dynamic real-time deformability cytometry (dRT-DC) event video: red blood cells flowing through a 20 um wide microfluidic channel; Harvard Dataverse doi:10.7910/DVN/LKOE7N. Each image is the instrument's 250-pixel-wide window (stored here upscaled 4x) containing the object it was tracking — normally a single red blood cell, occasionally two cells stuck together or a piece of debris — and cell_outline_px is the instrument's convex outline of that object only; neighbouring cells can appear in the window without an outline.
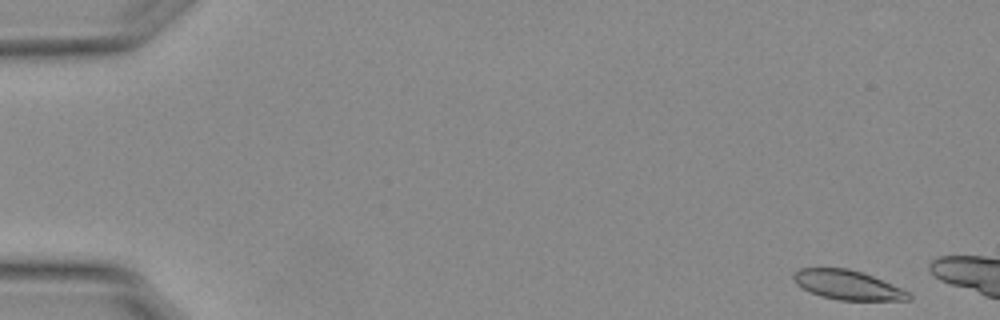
{"species": "Egyptian fruit bat (a non-hibernating species)", "species_latin": "Rousettus aegyptiacus", "temperature_condition": "warm", "stored_images_in_passage": 8, "camera_frame_rate_fps": 3000, "um_per_image_px": 0.085, "animal": {"sex": "female"}, "frame": {"image": 1, "passage_image": 2, "time_ms": 0.333, "image_size_px": [1000, 320], "cell_outline_px": [[912, 300], [840, 300], [820, 296], [796, 284], [792, 280], [792, 276], [800, 268], [848, 268], [872, 276], [892, 284], [908, 292], [912, 296]], "centroid_in_image_um": [72.04, 24.22], "position_along_channel_um": 13.0, "area_um2": 19.48}}